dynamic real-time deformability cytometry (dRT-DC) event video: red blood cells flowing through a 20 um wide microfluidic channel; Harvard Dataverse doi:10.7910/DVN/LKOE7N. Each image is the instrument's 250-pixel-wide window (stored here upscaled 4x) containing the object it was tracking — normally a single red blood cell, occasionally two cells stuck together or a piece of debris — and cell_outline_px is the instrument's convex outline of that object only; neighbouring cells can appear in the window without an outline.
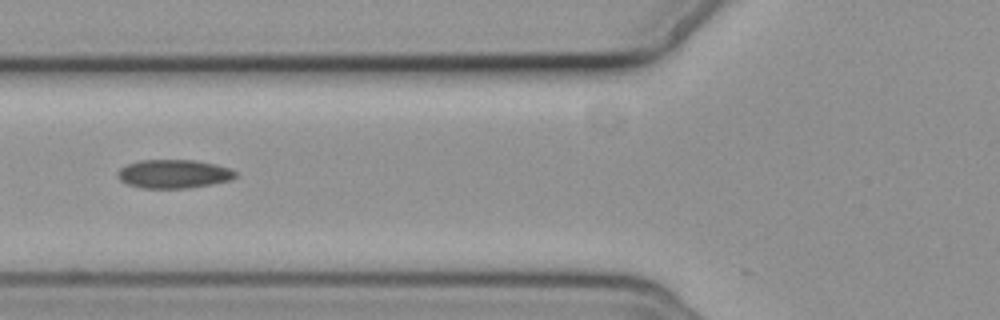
{"species": "common noctule bat (a hibernating species)", "species_latin": "Nyctalus noctula", "temperature_condition": "cold", "stored_images_in_passage": 7, "camera_frame_rate_fps": 3000, "um_per_image_px": 0.085, "animal": {"sex": "female", "body_mass_g": 19.3, "forearm_length_mm": 54.1}, "frame": {"image": 1, "passage_image": 6, "time_ms": 5.667, "image_size_px": [1000, 320], "cell_outline_px": [[236, 176], [232, 180], [212, 184], [188, 188], [144, 188], [128, 184], [120, 180], [116, 176], [116, 172], [120, 168], [128, 164], [140, 160], [196, 160], [216, 164], [228, 168], [236, 172]], "centroid_in_image_um": [14.76, 14.78], "position_along_channel_um": 111.0, "area_um2": 19.71}}